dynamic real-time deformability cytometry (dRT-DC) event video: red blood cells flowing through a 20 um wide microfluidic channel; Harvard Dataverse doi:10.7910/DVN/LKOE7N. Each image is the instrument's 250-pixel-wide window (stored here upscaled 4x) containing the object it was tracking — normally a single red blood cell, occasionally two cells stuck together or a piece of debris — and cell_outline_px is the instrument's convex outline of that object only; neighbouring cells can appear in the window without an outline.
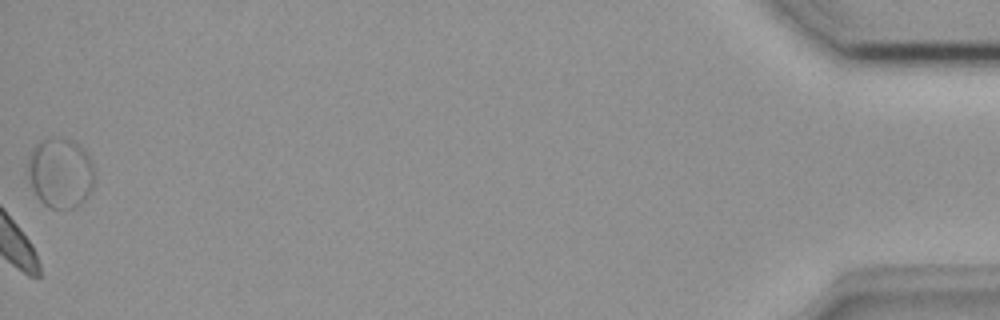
{"species": "common noctule bat (a hibernating species)", "species_latin": "Nyctalus noctula", "temperature_condition": "room temperature", "stored_images_in_passage": 41, "camera_frame_rate_fps": 3000, "um_per_image_px": 0.085, "animal": {"sex": "female", "body_mass_g": 18.4}, "frame": {"image": 1, "passage_image": 41, "time_ms": 13.333, "image_size_px": [1000, 320], "cell_outline_px": [[92, 188], [88, 196], [76, 208], [52, 208], [44, 204], [36, 196], [32, 188], [28, 168], [28, 160], [36, 144], [40, 140], [72, 140], [84, 148], [92, 164]], "centroid_in_image_um": [5.13, 14.73], "position_along_channel_um": 430.1, "area_um2": 26.53}}